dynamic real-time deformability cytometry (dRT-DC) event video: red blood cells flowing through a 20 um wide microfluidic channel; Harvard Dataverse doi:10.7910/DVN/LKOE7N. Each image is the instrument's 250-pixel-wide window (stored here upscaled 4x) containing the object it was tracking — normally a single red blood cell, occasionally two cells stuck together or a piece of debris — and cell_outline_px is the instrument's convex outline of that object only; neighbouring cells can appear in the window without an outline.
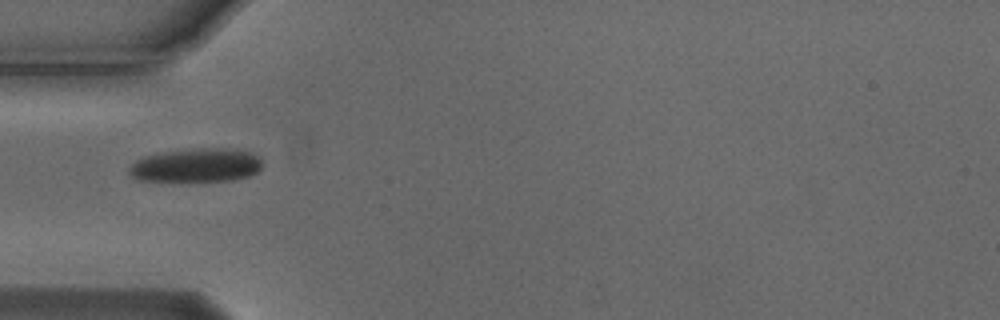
{"species": "Egyptian fruit bat (a non-hibernating species)", "species_latin": "Rousettus aegyptiacus", "temperature_condition": "cold", "stored_images_in_passage": 3, "camera_frame_rate_fps": 3000, "um_per_image_px": 0.085, "animal": {"sex": "male"}, "frame": {"image": 1, "passage_image": 1, "time_ms": 0.0, "image_size_px": [1000, 320], "cell_outline_px": [[260, 168], [256, 172], [248, 176], [232, 180], [180, 184], [136, 180], [128, 172], [132, 164], [136, 160], [144, 156], [164, 152], [200, 148], [224, 148], [248, 152], [256, 156], [260, 160]], "centroid_in_image_um": [16.59, 14.11], "position_along_channel_um": 68.4, "area_um2": 26.88}}